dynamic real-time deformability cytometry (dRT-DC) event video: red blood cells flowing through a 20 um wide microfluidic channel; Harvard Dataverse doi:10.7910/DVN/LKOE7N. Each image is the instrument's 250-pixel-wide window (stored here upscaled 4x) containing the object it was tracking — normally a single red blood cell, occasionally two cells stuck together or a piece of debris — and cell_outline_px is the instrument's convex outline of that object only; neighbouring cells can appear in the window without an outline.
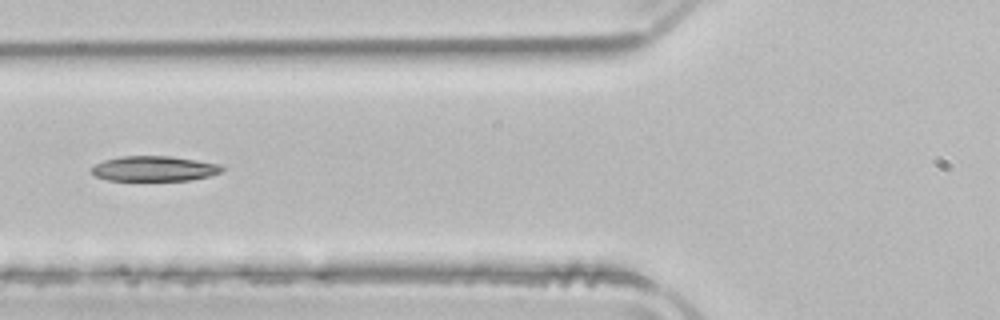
{"species": "common noctule bat (a hibernating species)", "species_latin": "Nyctalus noctula", "temperature_condition": "room temperature", "stored_images_in_passage": 3, "camera_frame_rate_fps": 3000, "um_per_image_px": 0.085, "animal": {"sex": "male", "body_mass_g": 21.5, "forearm_length_mm": 52.0}, "frame": {"image": 1, "passage_image": 3, "time_ms": 0.667, "image_size_px": [1000, 320], "cell_outline_px": [[224, 168], [220, 172], [208, 176], [188, 180], [108, 180], [96, 176], [92, 172], [92, 168], [96, 164], [104, 160], [120, 156], [168, 156], [196, 160], [220, 164]], "centroid_in_image_um": [13.1, 14.33], "position_along_channel_um": 112.7, "area_um2": 18.84}}